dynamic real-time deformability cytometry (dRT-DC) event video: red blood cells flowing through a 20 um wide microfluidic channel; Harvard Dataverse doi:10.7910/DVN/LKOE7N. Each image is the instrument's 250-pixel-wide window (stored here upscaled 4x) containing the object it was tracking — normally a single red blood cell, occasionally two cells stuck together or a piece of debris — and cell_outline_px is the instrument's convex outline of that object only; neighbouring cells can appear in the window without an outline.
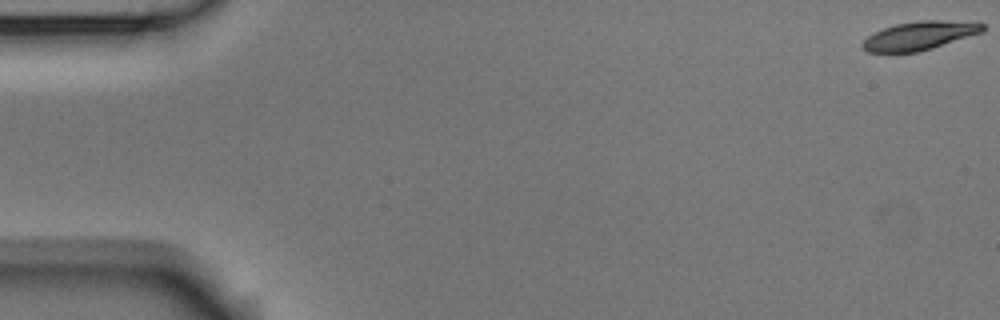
{"species": "Egyptian fruit bat (a non-hibernating species)", "species_latin": "Rousettus aegyptiacus", "temperature_condition": "room temperature", "stored_images_in_passage": 4, "camera_frame_rate_fps": 3000, "um_per_image_px": 0.085, "animal": {"sex": "male"}, "frame": {"image": 1, "passage_image": 1, "time_ms": 0.0, "image_size_px": [1000, 320], "cell_outline_px": [[984, 32], [932, 48], [916, 52], [868, 52], [860, 44], [868, 36], [884, 28], [896, 24], [920, 20], [940, 20], [984, 24]], "centroid_in_image_um": [78.15, 3.03], "position_along_channel_um": 6.8, "area_um2": 19.65}}